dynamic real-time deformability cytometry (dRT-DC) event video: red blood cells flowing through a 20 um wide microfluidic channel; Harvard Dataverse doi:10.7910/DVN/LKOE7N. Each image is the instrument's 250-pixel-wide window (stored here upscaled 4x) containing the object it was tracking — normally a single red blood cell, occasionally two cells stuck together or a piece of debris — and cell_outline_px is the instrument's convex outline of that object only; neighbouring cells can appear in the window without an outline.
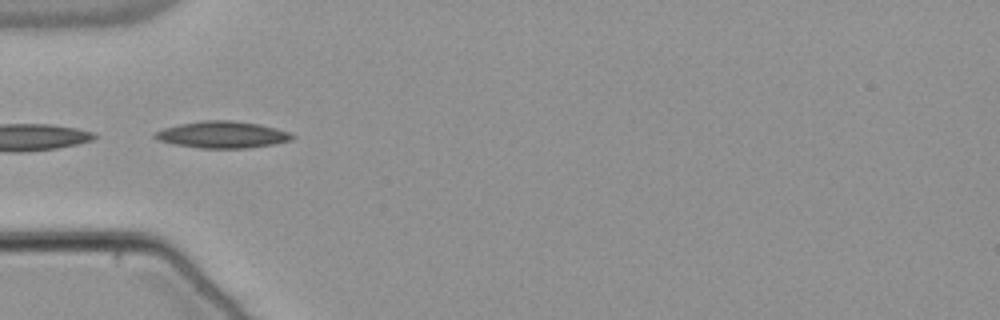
{"species": "common noctule bat (a hibernating species)", "species_latin": "Nyctalus noctula", "temperature_condition": "warm", "stored_images_in_passage": 12, "camera_frame_rate_fps": 3000, "um_per_image_px": 0.085, "animal": {"sex": "male", "body_mass_g": 21.5, "forearm_length_mm": 52.0}, "frame": {"image": 1, "passage_image": 4, "time_ms": 1.0, "image_size_px": [1000, 320], "cell_outline_px": [[296, 136], [292, 140], [272, 144], [248, 148], [200, 148], [176, 144], [160, 140], [152, 136], [156, 132], [164, 128], [180, 124], [204, 120], [232, 120], [260, 124], [276, 128], [288, 132]], "centroid_in_image_um": [18.94, 11.44], "position_along_channel_um": 66.1, "area_um2": 21.21}}